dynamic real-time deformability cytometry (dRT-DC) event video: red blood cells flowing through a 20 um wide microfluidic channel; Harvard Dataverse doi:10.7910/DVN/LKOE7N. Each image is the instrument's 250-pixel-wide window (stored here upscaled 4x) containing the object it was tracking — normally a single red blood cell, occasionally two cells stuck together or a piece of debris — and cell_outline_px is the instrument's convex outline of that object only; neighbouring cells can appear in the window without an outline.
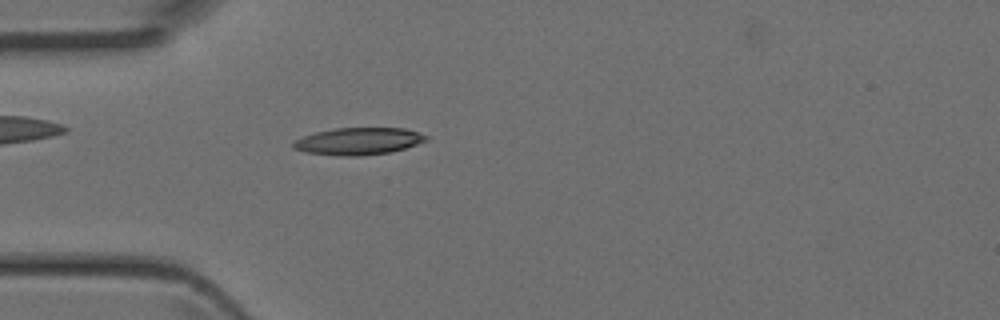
{"species": "Egyptian fruit bat (a non-hibernating species)", "species_latin": "Rousettus aegyptiacus", "temperature_condition": "room temperature", "stored_images_in_passage": 3, "camera_frame_rate_fps": 3000, "um_per_image_px": 0.085, "animal": {"sex": "female"}, "frame": {"image": 1, "passage_image": 3, "time_ms": 0.667, "image_size_px": [1000, 320], "cell_outline_px": [[428, 140], [404, 148], [388, 152], [356, 156], [340, 156], [304, 152], [292, 148], [292, 144], [296, 140], [304, 136], [316, 132], [336, 128], [404, 128], [428, 136]], "centroid_in_image_um": [30.43, 12.0], "position_along_channel_um": 54.6, "area_um2": 20.75}}